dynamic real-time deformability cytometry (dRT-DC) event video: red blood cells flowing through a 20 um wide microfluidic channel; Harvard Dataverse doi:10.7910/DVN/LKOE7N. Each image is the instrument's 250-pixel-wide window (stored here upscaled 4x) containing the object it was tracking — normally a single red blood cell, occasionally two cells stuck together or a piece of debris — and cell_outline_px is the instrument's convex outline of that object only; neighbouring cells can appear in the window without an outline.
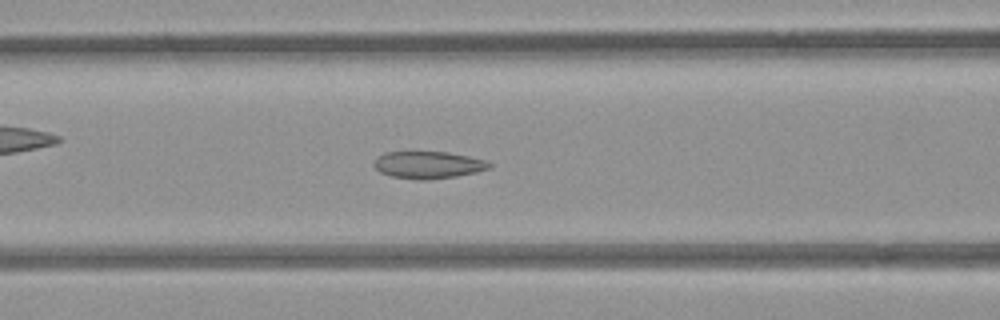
{"species": "common noctule bat (a hibernating species)", "species_latin": "Nyctalus noctula", "temperature_condition": "room temperature", "stored_images_in_passage": 49, "camera_frame_rate_fps": 3000, "um_per_image_px": 0.085, "animal": {"sex": "female", "body_mass_g": 21.9}, "frame": {"image": 1, "passage_image": 18, "time_ms": 5.667, "image_size_px": [1000, 320], "cell_outline_px": [[492, 168], [476, 172], [456, 176], [428, 180], [416, 180], [392, 176], [380, 172], [372, 164], [376, 156], [384, 152], [448, 152], [488, 160], [492, 164]], "centroid_in_image_um": [36.4, 14.01], "position_along_channel_um": 130.2, "area_um2": 18.5}}
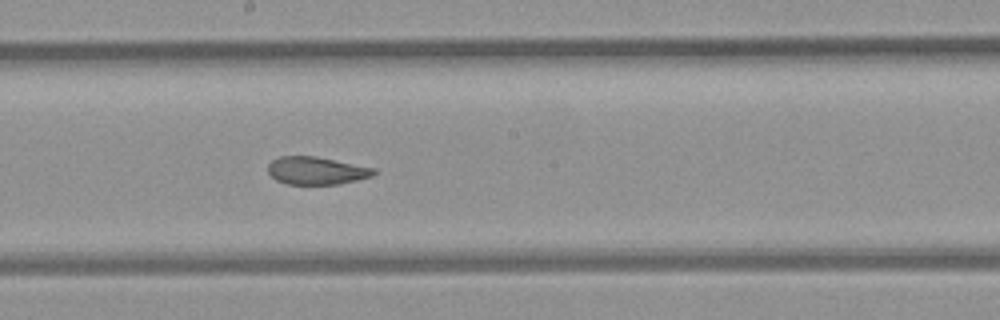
{"frame": {"image": 2, "passage_image": 25, "time_ms": 8.0, "image_size_px": [1000, 320], "cell_outline_px": [[376, 172], [372, 176], [340, 184], [288, 184], [276, 180], [268, 172], [268, 164], [272, 160], [280, 156], [316, 156], [376, 168]], "centroid_in_image_um": [26.9, 14.5], "position_along_channel_um": 221.3, "area_um2": 17.11}}
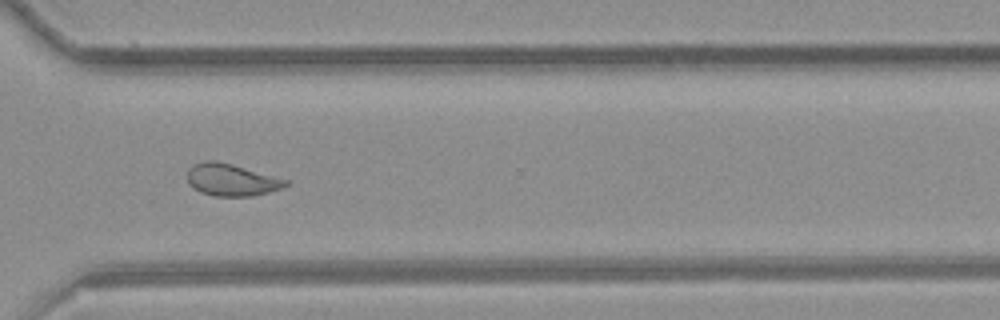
{"frame": {"image": 3, "passage_image": 35, "time_ms": 11.333, "image_size_px": [1000, 320], "cell_outline_px": [[292, 184], [268, 192], [252, 196], [212, 196], [200, 192], [192, 188], [188, 184], [188, 168], [192, 164], [204, 160], [216, 160], [232, 164], [292, 180]], "centroid_in_image_um": [19.69, 15.28], "position_along_channel_um": 350.9, "area_um2": 18.84}, "authors_computed_cell_mechanics": {"area_um2": 19.652, "velocity_mm_per_s": 3.9043, "shape_relaxation_time_tau1_ms": null, "shape_relaxation_time_tau2_ms": 1.8025, "deformation_change_tau1": null, "deformation_change_tau2": 0.073}}